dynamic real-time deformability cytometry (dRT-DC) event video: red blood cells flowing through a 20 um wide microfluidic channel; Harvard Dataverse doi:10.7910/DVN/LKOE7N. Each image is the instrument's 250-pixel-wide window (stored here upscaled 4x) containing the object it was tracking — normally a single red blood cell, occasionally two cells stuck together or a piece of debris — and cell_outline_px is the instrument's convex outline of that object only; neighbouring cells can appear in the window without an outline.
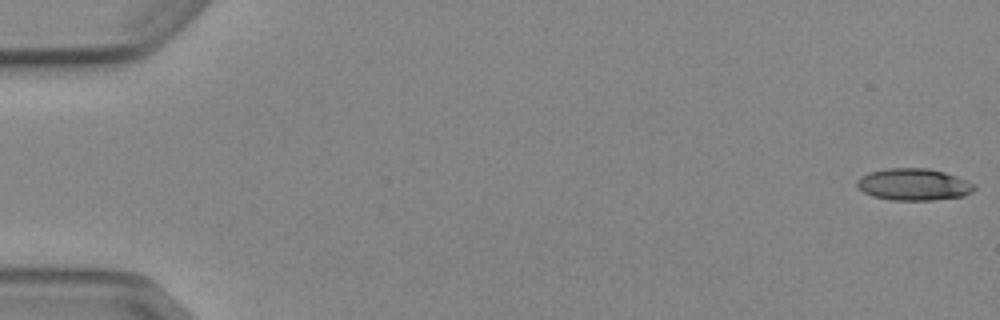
{"species": "Egyptian fruit bat (a non-hibernating species)", "species_latin": "Rousettus aegyptiacus", "temperature_condition": "cold", "stored_images_in_passage": 5, "camera_frame_rate_fps": 3000, "um_per_image_px": 0.085, "animal": {"sex": "female"}, "frame": {"image": 1, "passage_image": 1, "time_ms": 0.0, "image_size_px": [1000, 320], "cell_outline_px": [[976, 188], [972, 192], [964, 196], [932, 200], [892, 200], [872, 196], [864, 192], [856, 184], [856, 180], [860, 176], [868, 172], [888, 168], [928, 168], [944, 172], [968, 180], [976, 184]], "centroid_in_image_um": [77.68, 15.67], "position_along_channel_um": 7.3, "area_um2": 21.96}}
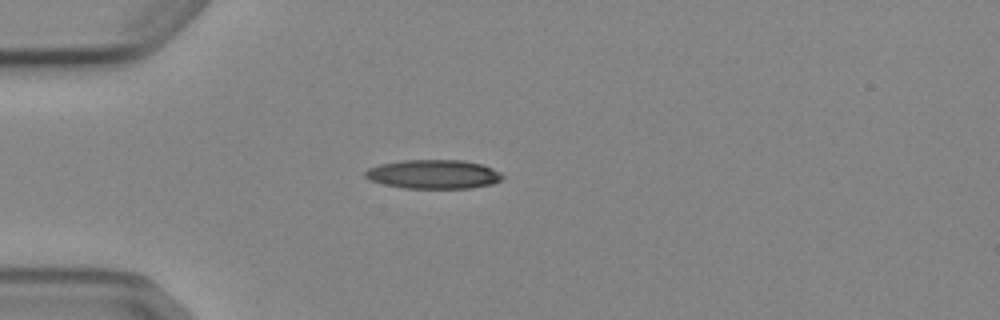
{"frame": {"image": 2, "passage_image": 5, "time_ms": 4.667, "image_size_px": [1000, 320], "cell_outline_px": [[504, 176], [500, 180], [492, 184], [472, 188], [404, 188], [384, 184], [368, 180], [364, 176], [364, 172], [368, 168], [380, 164], [400, 160], [464, 160], [484, 164], [500, 172]], "centroid_in_image_um": [36.84, 14.8], "position_along_channel_um": 48.2, "area_um2": 23.41}}